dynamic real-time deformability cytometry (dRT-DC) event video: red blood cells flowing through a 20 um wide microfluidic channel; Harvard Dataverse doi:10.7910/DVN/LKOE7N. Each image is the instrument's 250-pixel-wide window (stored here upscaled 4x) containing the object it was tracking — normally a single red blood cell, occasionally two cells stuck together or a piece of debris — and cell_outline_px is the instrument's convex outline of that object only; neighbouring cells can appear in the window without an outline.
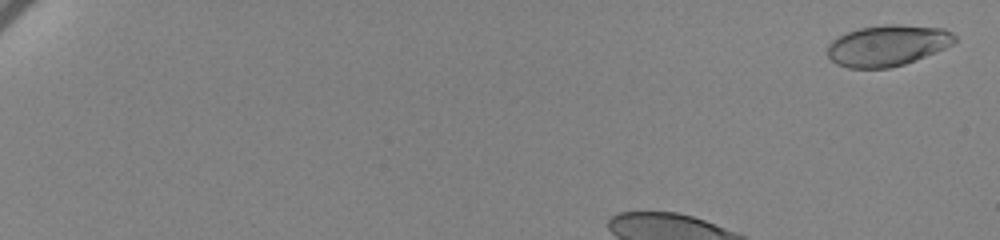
{"species": "human", "species_latin": "Homo sapiens", "temperature_condition": "cold", "stored_images_in_passage": 46, "camera_frame_rate_fps": 3000, "um_per_image_px": 0.085, "donor": {"sex": "female"}, "frame": {"image": 1, "passage_image": 2, "time_ms": 0.333, "image_size_px": [1000, 240], "cell_outline_px": [[956, 40], [952, 44], [936, 52], [904, 64], [888, 68], [848, 68], [836, 64], [828, 56], [828, 44], [832, 40], [848, 32], [860, 28], [884, 24], [900, 24], [944, 28], [952, 32], [956, 36]], "centroid_in_image_um": [75.45, 3.86], "position_along_channel_um": 9.5, "area_um2": 30.4}}
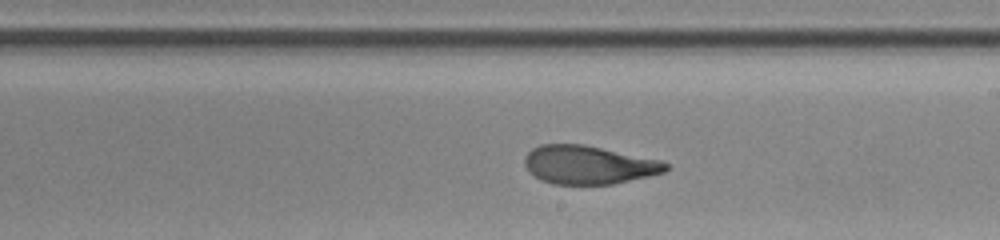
{"frame": {"image": 2, "passage_image": 31, "time_ms": 10.0, "image_size_px": [1000, 240], "cell_outline_px": [[668, 168], [664, 172], [648, 176], [612, 184], [552, 184], [540, 180], [528, 172], [524, 164], [524, 160], [528, 152], [532, 148], [540, 144], [584, 144], [664, 160], [668, 164]], "centroid_in_image_um": [50.02, 14.0], "position_along_channel_um": 239.0, "area_um2": 31.91}}
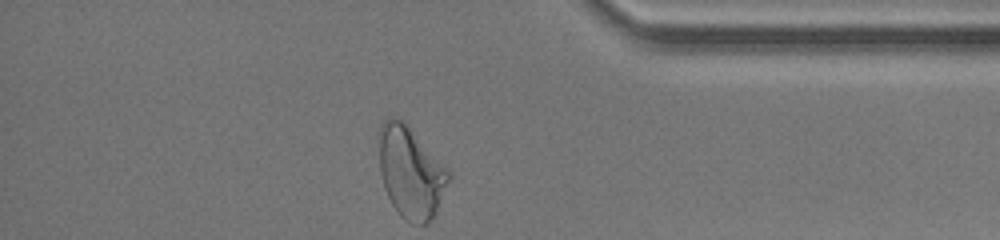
{"frame": {"image": 3, "passage_image": 46, "time_ms": 15.0, "image_size_px": [1000, 240], "cell_outline_px": [[452, 176], [432, 220], [428, 224], [412, 224], [400, 216], [392, 204], [384, 188], [380, 172], [380, 124], [388, 116], [404, 120], [408, 124], [452, 172]], "centroid_in_image_um": [34.94, 14.64], "position_along_channel_um": 400.3, "area_um2": 37.51}, "authors_computed_cell_mechanics": {"area_um2": 32.1079, "velocity_mm_per_s": 3.4429, "shape_relaxation_time_tau1_ms": 5.2318, "shape_relaxation_time_tau2_ms": 1.4212, "deformation_change_tau1": 0.2014, "deformation_change_tau2": 0.0884}}